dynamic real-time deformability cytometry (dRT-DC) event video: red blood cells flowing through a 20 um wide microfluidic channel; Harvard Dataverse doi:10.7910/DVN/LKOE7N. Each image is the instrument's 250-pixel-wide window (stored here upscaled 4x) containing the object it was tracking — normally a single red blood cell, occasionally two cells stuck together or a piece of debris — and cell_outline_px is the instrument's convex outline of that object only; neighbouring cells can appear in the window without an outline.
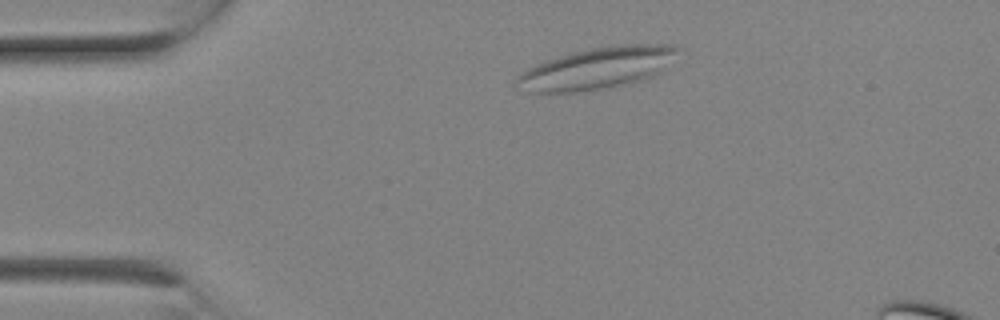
{"species": "Egyptian fruit bat (a non-hibernating species)", "species_latin": "Rousettus aegyptiacus", "temperature_condition": "room temperature", "stored_images_in_passage": 1, "camera_frame_rate_fps": 3000, "um_per_image_px": 0.085, "animal": {"sex": "female"}, "frame": {"image": 1, "passage_image": 1, "time_ms": 0.0, "image_size_px": [1000, 320], "cell_outline_px": [[684, 48], [660, 72], [644, 80], [624, 84], [576, 92], [528, 92], [516, 84], [516, 76], [528, 68], [548, 60], [572, 52], [592, 48], [620, 44], [672, 44]], "centroid_in_image_um": [50.83, 5.78], "position_along_channel_um": 34.2, "area_um2": 38.84}}